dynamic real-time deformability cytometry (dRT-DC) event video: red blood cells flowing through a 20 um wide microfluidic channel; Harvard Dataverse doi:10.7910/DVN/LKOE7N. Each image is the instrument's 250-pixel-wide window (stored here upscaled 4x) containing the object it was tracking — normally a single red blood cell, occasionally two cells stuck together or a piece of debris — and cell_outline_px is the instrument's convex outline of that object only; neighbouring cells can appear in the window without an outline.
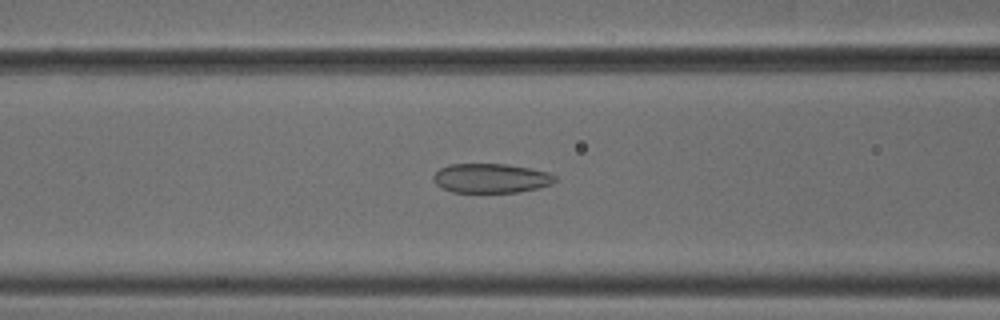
{"species": "common noctule bat (a hibernating species)", "species_latin": "Nyctalus noctula", "temperature_condition": "cold", "stored_images_in_passage": 45, "camera_frame_rate_fps": 3000, "um_per_image_px": 0.085, "animal": {"sex": "male", "body_mass_g": 18.8}, "frame": {"image": 1, "passage_image": 13, "time_ms": 4.0, "image_size_px": [1000, 320], "cell_outline_px": [[556, 180], [552, 184], [540, 188], [516, 192], [452, 192], [436, 184], [432, 176], [440, 168], [448, 164], [508, 164], [548, 172], [556, 176]], "centroid_in_image_um": [41.74, 15.14], "position_along_channel_um": 124.9, "area_um2": 20.81}}
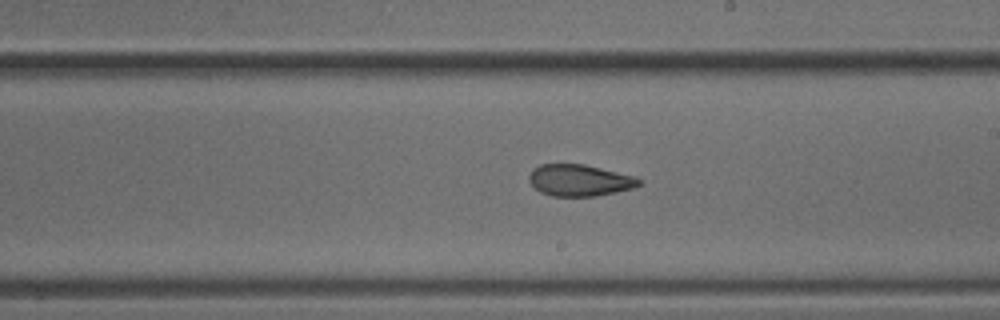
{"frame": {"image": 2, "passage_image": 22, "time_ms": 7.0, "image_size_px": [1000, 320], "cell_outline_px": [[640, 184], [632, 188], [616, 192], [596, 196], [552, 196], [540, 192], [528, 180], [528, 176], [532, 168], [540, 164], [584, 164], [636, 176], [640, 180]], "centroid_in_image_um": [49.24, 15.32], "position_along_channel_um": 239.8, "area_um2": 20.29}}
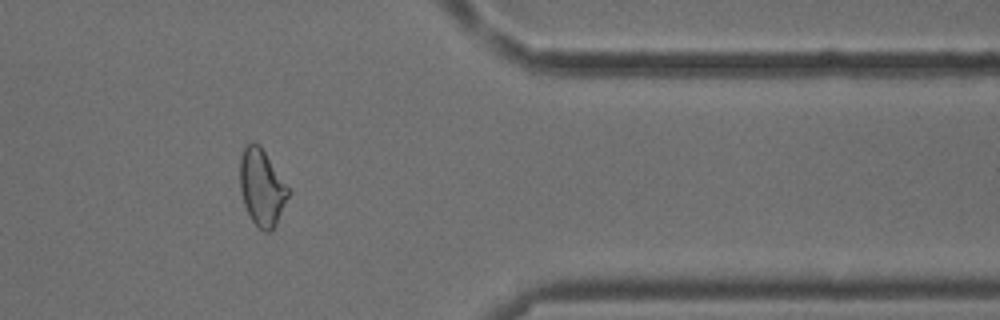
{"frame": {"image": 3, "passage_image": 35, "time_ms": 11.333, "image_size_px": [1000, 320], "cell_outline_px": [[288, 196], [276, 224], [268, 232], [264, 232], [252, 220], [244, 204], [240, 188], [240, 156], [244, 148], [252, 140], [260, 144], [288, 188]], "centroid_in_image_um": [22.22, 15.89], "position_along_channel_um": 389.2, "area_um2": 21.1}, "authors_computed_cell_mechanics": {"area_um2": 21.5594, "velocity_mm_per_s": 3.8238, "shape_relaxation_time_tau1_ms": null, "shape_relaxation_time_tau2_ms": 1.8867, "deformation_change_tau1": null, "deformation_change_tau2": 0.0728}}